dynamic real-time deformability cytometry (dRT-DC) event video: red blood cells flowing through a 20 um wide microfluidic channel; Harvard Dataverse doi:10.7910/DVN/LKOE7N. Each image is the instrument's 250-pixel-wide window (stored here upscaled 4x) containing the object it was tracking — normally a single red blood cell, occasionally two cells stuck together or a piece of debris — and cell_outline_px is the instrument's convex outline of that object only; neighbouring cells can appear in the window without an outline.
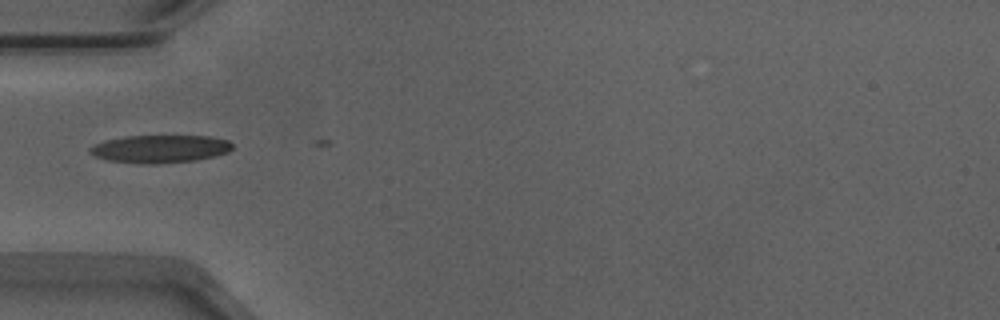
{"species": "Egyptian fruit bat (a non-hibernating species)", "species_latin": "Rousettus aegyptiacus", "temperature_condition": "warm", "stored_images_in_passage": 6, "camera_frame_rate_fps": 3000, "um_per_image_px": 0.085, "animal": {"sex": "male"}, "frame": {"image": 1, "passage_image": 3, "time_ms": 0.667, "image_size_px": [1000, 320], "cell_outline_px": [[232, 148], [228, 152], [196, 160], [156, 164], [148, 164], [108, 160], [96, 156], [88, 152], [88, 148], [96, 144], [108, 140], [124, 136], [212, 136], [228, 140], [232, 144]], "centroid_in_image_um": [13.61, 12.65], "position_along_channel_um": 71.4, "area_um2": 22.89}}